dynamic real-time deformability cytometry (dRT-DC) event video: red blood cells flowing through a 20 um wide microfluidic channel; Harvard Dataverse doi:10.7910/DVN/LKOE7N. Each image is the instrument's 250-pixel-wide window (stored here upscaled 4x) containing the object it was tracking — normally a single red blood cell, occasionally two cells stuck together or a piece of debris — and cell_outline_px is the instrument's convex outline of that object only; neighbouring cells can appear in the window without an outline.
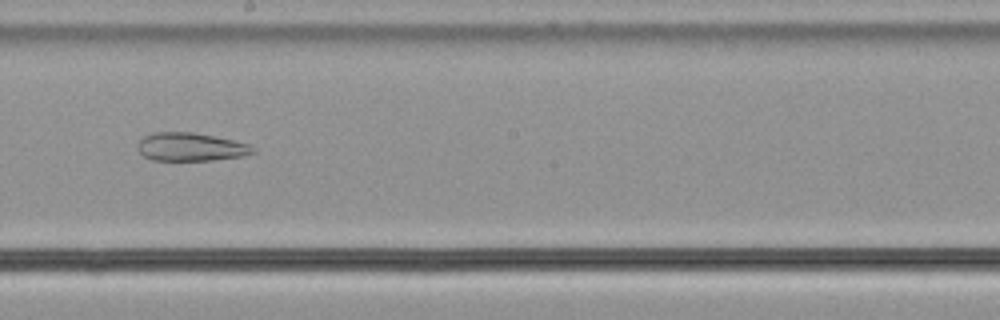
{"species": "common noctule bat (a hibernating species)", "species_latin": "Nyctalus noctula", "temperature_condition": "cold", "stored_images_in_passage": 55, "camera_frame_rate_fps": 3000, "um_per_image_px": 0.085, "animal": {"sex": "male", "body_mass_g": 21.5, "forearm_length_mm": 52.0}, "frame": {"image": 1, "passage_image": 31, "time_ms": 10.0, "image_size_px": [1000, 320], "cell_outline_px": [[256, 152], [244, 156], [212, 160], [152, 160], [144, 156], [136, 148], [140, 140], [144, 136], [152, 132], [192, 132], [232, 140], [248, 144], [256, 148]], "centroid_in_image_um": [16.2, 12.49], "position_along_channel_um": 232.0, "area_um2": 18.96}}
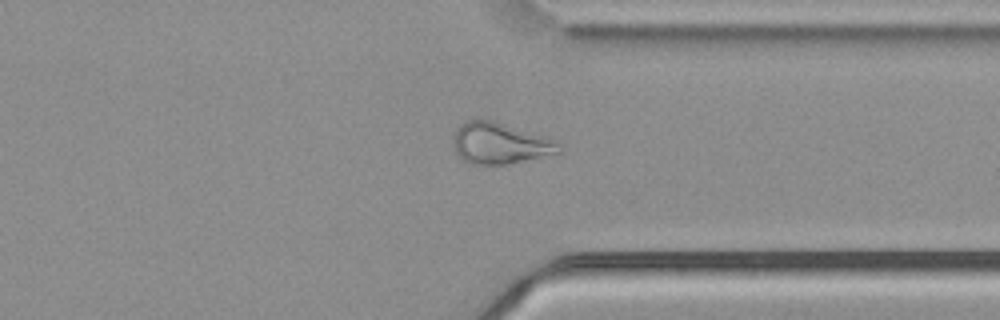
{"frame": {"image": 2, "passage_image": 42, "time_ms": 13.667, "image_size_px": [1000, 320], "cell_outline_px": [[564, 152], [488, 168], [472, 164], [464, 160], [456, 152], [452, 144], [456, 128], [464, 120], [492, 120], [548, 136], [556, 140]], "centroid_in_image_um": [42.51, 12.21], "position_along_channel_um": 368.9, "area_um2": 26.13}}
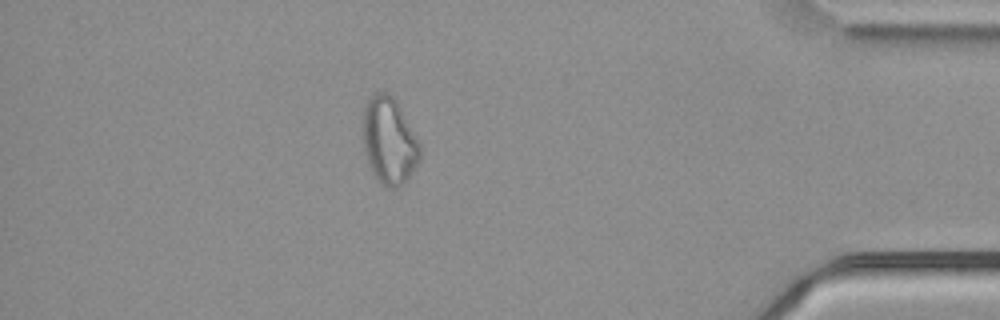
{"frame": {"image": 3, "passage_image": 48, "time_ms": 15.667, "image_size_px": [1000, 320], "cell_outline_px": [[420, 160], [412, 172], [396, 188], [388, 188], [380, 184], [372, 172], [368, 164], [364, 152], [364, 104], [376, 92], [388, 92], [396, 100], [420, 144]], "centroid_in_image_um": [33.07, 11.97], "position_along_channel_um": 402.1, "area_um2": 28.55}, "authors_computed_cell_mechanics": {"area_um2": 29.0156, "velocity_mm_per_s": 3.7503, "shape_relaxation_time_tau1_ms": null, "shape_relaxation_time_tau2_ms": 2.8454, "deformation_change_tau1": null, "deformation_change_tau2": 0.1092}}